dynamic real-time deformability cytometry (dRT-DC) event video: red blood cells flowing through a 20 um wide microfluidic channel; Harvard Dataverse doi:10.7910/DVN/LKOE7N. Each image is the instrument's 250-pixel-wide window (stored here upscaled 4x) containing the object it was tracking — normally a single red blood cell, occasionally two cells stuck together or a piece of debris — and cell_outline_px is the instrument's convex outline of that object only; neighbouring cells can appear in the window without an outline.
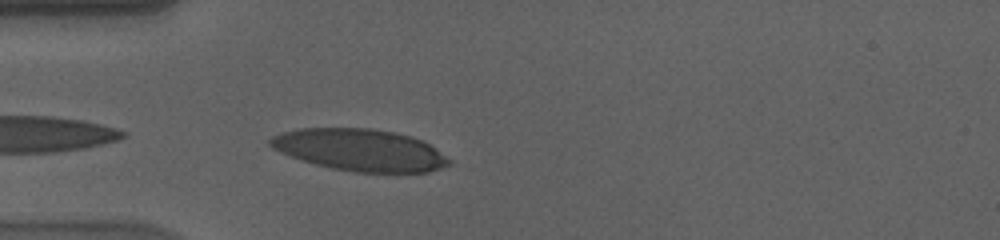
{"species": "human", "species_latin": "Homo sapiens", "temperature_condition": "cold", "stored_images_in_passage": 10, "camera_frame_rate_fps": 3000, "um_per_image_px": 0.085, "donor": {"sex": "male"}, "frame": {"image": 1, "passage_image": 2, "time_ms": 0.333, "image_size_px": [1000, 240], "cell_outline_px": [[452, 164], [428, 172], [356, 172], [332, 168], [316, 164], [280, 152], [272, 148], [268, 144], [268, 140], [272, 136], [284, 132], [300, 128], [372, 128], [396, 132], [412, 136], [428, 144], [452, 160]], "centroid_in_image_um": [30.61, 12.74], "position_along_channel_um": 54.4, "area_um2": 43.47}}
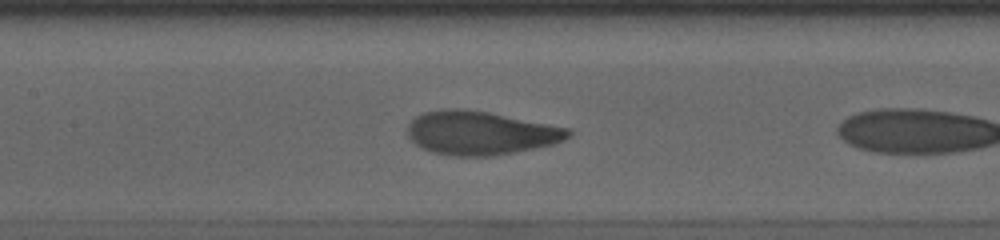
{"frame": {"image": 2, "passage_image": 9, "time_ms": 2.667, "image_size_px": [1000, 240], "cell_outline_px": [[572, 136], [556, 144], [496, 156], [448, 156], [432, 152], [420, 148], [408, 136], [408, 124], [416, 116], [424, 112], [440, 108], [464, 108], [488, 112], [572, 128]], "centroid_in_image_um": [40.87, 11.3], "position_along_channel_um": 166.5, "area_um2": 41.56}}